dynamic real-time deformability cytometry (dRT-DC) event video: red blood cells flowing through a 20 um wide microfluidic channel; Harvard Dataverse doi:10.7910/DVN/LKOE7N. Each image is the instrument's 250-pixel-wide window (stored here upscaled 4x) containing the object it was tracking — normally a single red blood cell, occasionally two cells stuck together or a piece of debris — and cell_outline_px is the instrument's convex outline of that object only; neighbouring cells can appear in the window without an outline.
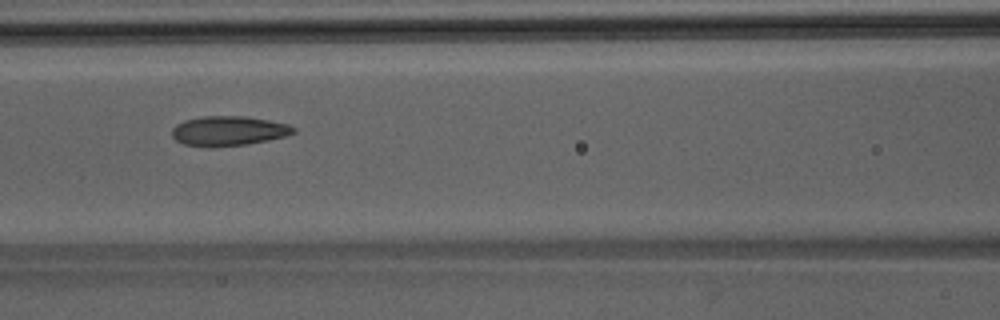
{"species": "Egyptian fruit bat (a non-hibernating species)", "species_latin": "Rousettus aegyptiacus", "temperature_condition": "room temperature", "stored_images_in_passage": 33, "camera_frame_rate_fps": 3000, "um_per_image_px": 0.085, "animal": {"sex": "male"}, "frame": {"image": 1, "passage_image": 10, "time_ms": 3.0, "image_size_px": [1000, 320], "cell_outline_px": [[296, 132], [284, 136], [268, 140], [248, 144], [208, 148], [184, 144], [176, 140], [172, 136], [172, 128], [176, 124], [184, 120], [204, 116], [244, 116], [268, 120], [288, 124], [296, 128]], "centroid_in_image_um": [19.4, 11.13], "position_along_channel_um": 147.2, "area_um2": 21.15}}
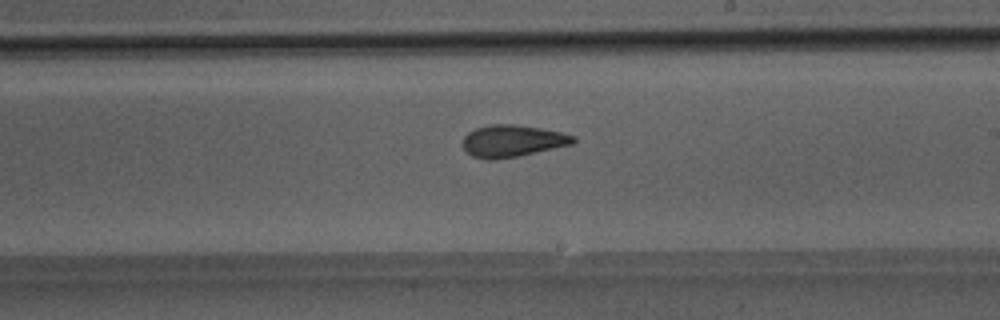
{"frame": {"image": 2, "passage_image": 17, "time_ms": 5.333, "image_size_px": [1000, 320], "cell_outline_px": [[576, 140], [572, 144], [520, 156], [496, 160], [488, 160], [472, 156], [460, 144], [464, 136], [468, 132], [476, 128], [488, 124], [512, 124], [540, 128], [560, 132], [576, 136]], "centroid_in_image_um": [43.52, 11.99], "position_along_channel_um": 245.5, "area_um2": 20.75}}
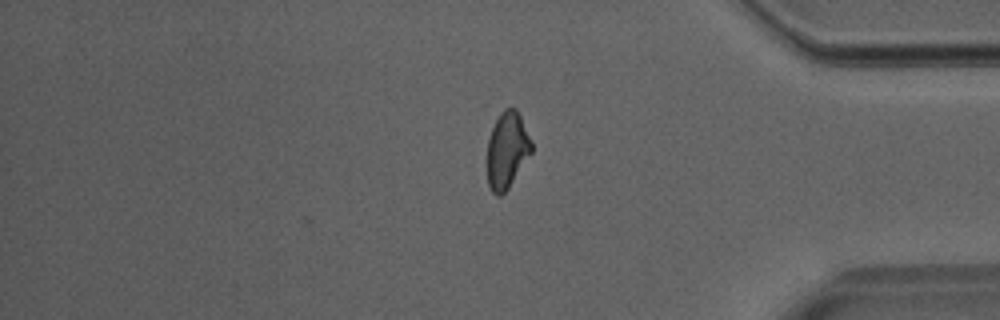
{"frame": {"image": 3, "passage_image": 29, "time_ms": 9.333, "image_size_px": [1000, 320], "cell_outline_px": [[532, 152], [508, 188], [500, 196], [496, 196], [492, 192], [488, 184], [488, 140], [492, 128], [500, 112], [504, 108], [516, 108], [520, 116], [532, 144]], "centroid_in_image_um": [43.09, 12.77], "position_along_channel_um": 392.1, "area_um2": 19.42}}